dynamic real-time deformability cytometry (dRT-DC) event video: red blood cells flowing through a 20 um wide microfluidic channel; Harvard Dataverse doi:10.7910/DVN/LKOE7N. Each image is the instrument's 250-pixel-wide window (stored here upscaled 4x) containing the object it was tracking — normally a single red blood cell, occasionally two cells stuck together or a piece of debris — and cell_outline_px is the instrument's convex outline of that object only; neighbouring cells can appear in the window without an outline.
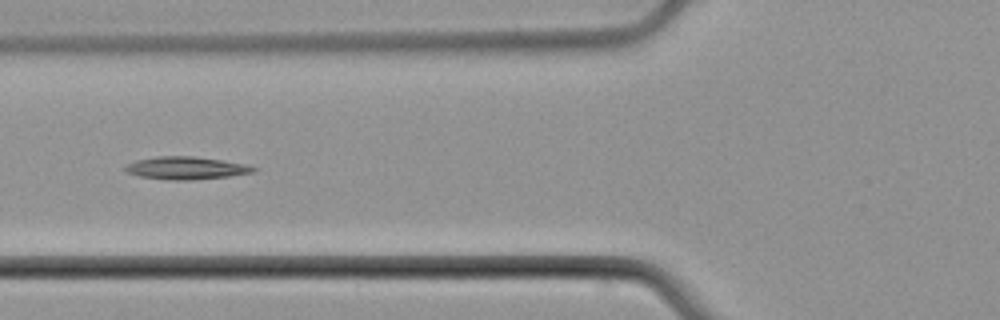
{"species": "common noctule bat (a hibernating species)", "species_latin": "Nyctalus noctula", "temperature_condition": "cold", "stored_images_in_passage": 6, "camera_frame_rate_fps": 3000, "um_per_image_px": 0.085, "animal": {"sex": "male", "body_mass_g": 21.5, "forearm_length_mm": 52.0}, "frame": {"image": 1, "passage_image": 5, "time_ms": 5.0, "image_size_px": [1000, 320], "cell_outline_px": [[260, 168], [256, 172], [228, 176], [192, 180], [172, 180], [140, 176], [128, 172], [124, 168], [128, 164], [136, 160], [156, 156], [192, 156], [248, 164]], "centroid_in_image_um": [15.89, 14.28], "position_along_channel_um": 109.9, "area_um2": 16.88}}
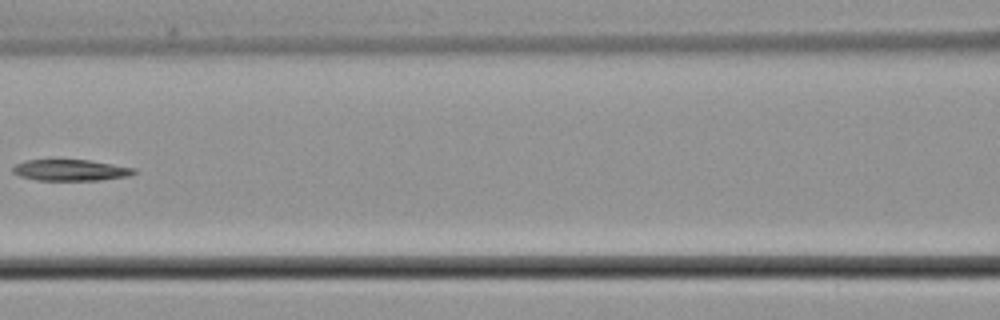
{"frame": {"image": 2, "passage_image": 6, "time_ms": 6.333, "image_size_px": [1000, 320], "cell_outline_px": [[136, 172], [128, 176], [100, 180], [36, 180], [20, 176], [12, 172], [12, 168], [16, 164], [24, 160], [88, 160], [136, 168]], "centroid_in_image_um": [5.98, 14.46], "position_along_channel_um": 160.6, "area_um2": 14.91}}